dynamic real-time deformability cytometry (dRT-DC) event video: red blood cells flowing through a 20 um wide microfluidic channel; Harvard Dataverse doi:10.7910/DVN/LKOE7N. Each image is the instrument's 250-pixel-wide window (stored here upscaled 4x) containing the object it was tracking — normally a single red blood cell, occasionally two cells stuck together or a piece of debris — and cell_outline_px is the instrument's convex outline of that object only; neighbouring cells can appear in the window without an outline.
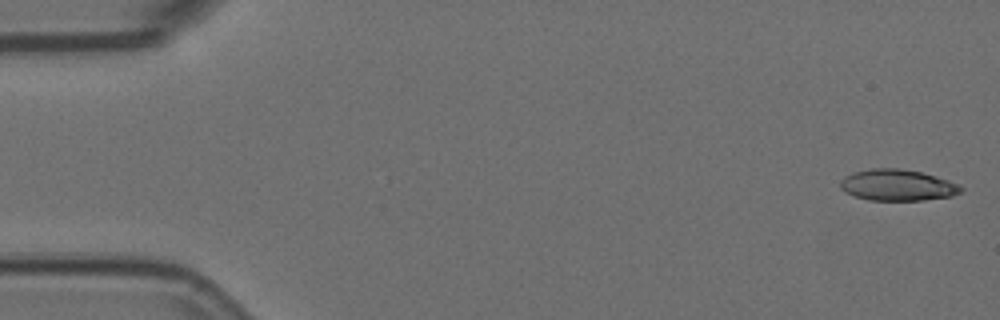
{"species": "Egyptian fruit bat (a non-hibernating species)", "species_latin": "Rousettus aegyptiacus", "temperature_condition": "room temperature", "stored_images_in_passage": 6, "camera_frame_rate_fps": 3000, "um_per_image_px": 0.085, "animal": {"sex": "female"}, "frame": {"image": 1, "passage_image": 1, "time_ms": 0.0, "image_size_px": [1000, 320], "cell_outline_px": [[964, 188], [960, 192], [952, 196], [924, 200], [868, 200], [844, 192], [840, 188], [840, 180], [844, 176], [856, 172], [872, 168], [900, 168], [920, 172], [948, 180], [960, 184]], "centroid_in_image_um": [76.28, 15.74], "position_along_channel_um": 8.7, "area_um2": 21.96}}
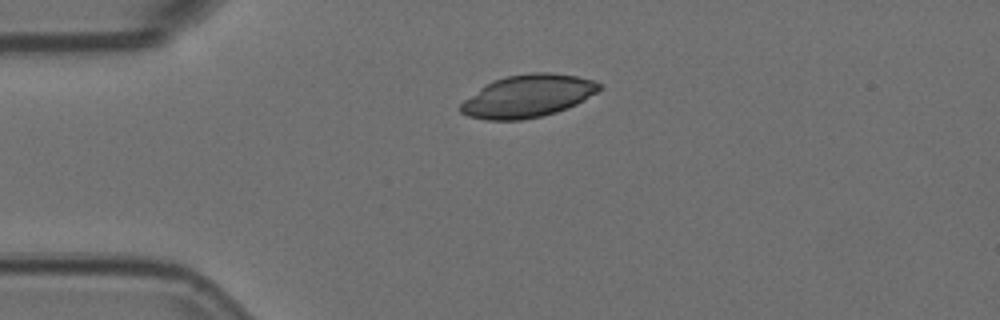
{"frame": {"image": 2, "passage_image": 6, "time_ms": 1.667, "image_size_px": [1000, 320], "cell_outline_px": [[604, 88], [576, 104], [568, 108], [556, 112], [540, 116], [520, 120], [488, 120], [468, 116], [460, 112], [460, 104], [464, 100], [480, 88], [492, 80], [504, 76], [528, 72], [552, 72], [576, 76], [592, 80], [604, 84]], "centroid_in_image_um": [44.88, 8.15], "position_along_channel_um": 40.1, "area_um2": 34.56}}